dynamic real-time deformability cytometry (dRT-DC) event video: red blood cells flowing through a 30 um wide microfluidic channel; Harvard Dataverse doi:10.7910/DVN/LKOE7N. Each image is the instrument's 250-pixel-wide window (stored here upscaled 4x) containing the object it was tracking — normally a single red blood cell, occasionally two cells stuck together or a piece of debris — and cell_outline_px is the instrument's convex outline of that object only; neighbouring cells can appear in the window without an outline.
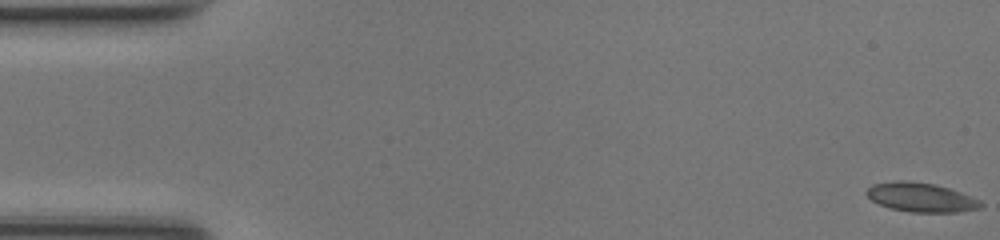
{"species": "common noctule bat (a hibernating species)", "species_latin": "Nyctalus noctula", "temperature_condition": "room temperature", "stored_images_in_passage": 50, "camera_frame_rate_fps": 3000, "um_per_image_px": 0.085, "animal": {"sex": "female", "body_mass_g": 17.0, "forearm_length_mm": 48.0}, "frame": {"image": 1, "passage_image": 1, "time_ms": 0.0, "image_size_px": [1000, 240], "cell_outline_px": [[984, 204], [980, 208], [956, 212], [912, 212], [892, 208], [880, 204], [872, 200], [864, 192], [872, 184], [896, 180], [908, 180], [932, 184], [948, 188], [960, 192], [980, 200]], "centroid_in_image_um": [78.27, 16.76], "position_along_channel_um": 6.7, "area_um2": 19.25}}
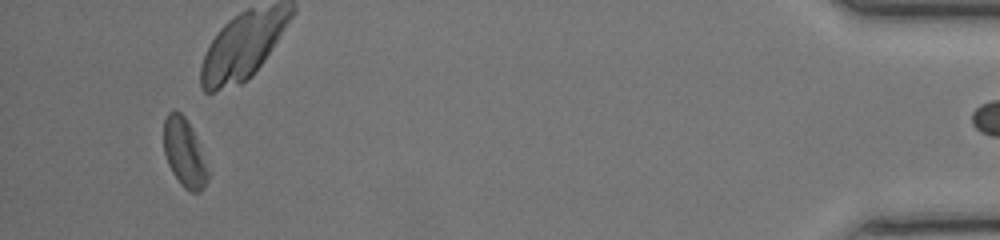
{"frame": {"image": 2, "passage_image": 47, "time_ms": 15.333, "image_size_px": [1000, 240], "cell_outline_px": [[208, 180], [204, 188], [200, 192], [192, 192], [184, 188], [180, 184], [172, 172], [168, 164], [164, 152], [164, 120], [168, 112], [180, 112], [184, 116], [192, 128], [208, 172]], "centroid_in_image_um": [15.65, 13.02], "position_along_channel_um": 419.6, "area_um2": 17.22}, "authors_computed_cell_mechanics": {"area_um2": 18.3226, "velocity_mm_per_s": 4.2102, "shape_relaxation_time_tau1_ms": null, "shape_relaxation_time_tau2_ms": 3.7343, "deformation_change_tau1": null, "deformation_change_tau2": 0.0885}}